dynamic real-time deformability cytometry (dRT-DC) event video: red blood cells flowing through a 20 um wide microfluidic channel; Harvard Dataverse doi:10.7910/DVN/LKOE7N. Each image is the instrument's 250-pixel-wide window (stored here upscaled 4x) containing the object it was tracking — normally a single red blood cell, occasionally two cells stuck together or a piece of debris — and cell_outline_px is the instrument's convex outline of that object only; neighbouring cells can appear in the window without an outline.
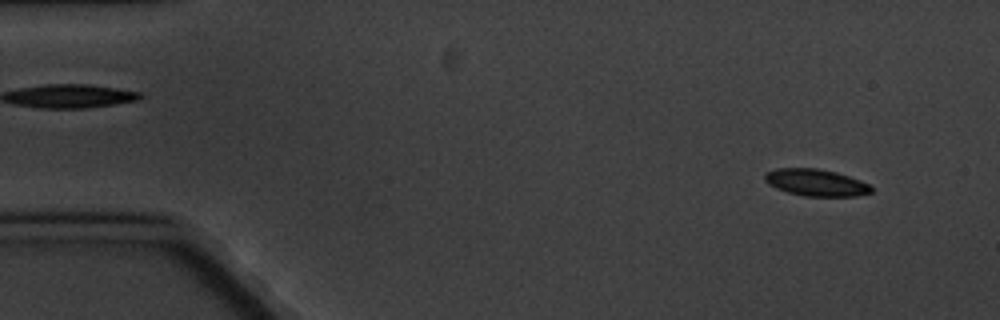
{"species": "common noctule bat (a hibernating species)", "species_latin": "Nyctalus noctula", "temperature_condition": "cold", "stored_images_in_passage": 6, "camera_frame_rate_fps": 3000, "um_per_image_px": 0.085, "animal": {"sex": "male", "body_mass_g": 20.1, "forearm_length_mm": 53.5}, "frame": {"image": 1, "passage_image": 1, "time_ms": 0.0, "image_size_px": [1000, 320], "cell_outline_px": [[872, 192], [856, 196], [804, 196], [788, 192], [776, 188], [768, 184], [764, 180], [764, 176], [768, 172], [776, 168], [816, 168], [836, 172], [860, 180], [868, 184], [872, 188]], "centroid_in_image_um": [69.34, 15.52], "position_along_channel_um": 15.7, "area_um2": 16.59}}
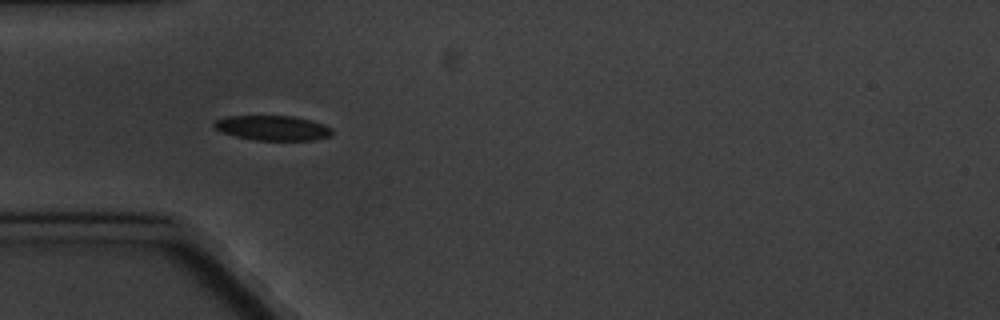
{"frame": {"image": 2, "passage_image": 4, "time_ms": 4.333, "image_size_px": [1000, 320], "cell_outline_px": [[332, 136], [316, 140], [256, 140], [236, 136], [220, 132], [212, 128], [212, 124], [216, 120], [224, 116], [292, 116], [312, 120], [332, 128]], "centroid_in_image_um": [23.15, 10.88], "position_along_channel_um": 61.8, "area_um2": 17.28}}